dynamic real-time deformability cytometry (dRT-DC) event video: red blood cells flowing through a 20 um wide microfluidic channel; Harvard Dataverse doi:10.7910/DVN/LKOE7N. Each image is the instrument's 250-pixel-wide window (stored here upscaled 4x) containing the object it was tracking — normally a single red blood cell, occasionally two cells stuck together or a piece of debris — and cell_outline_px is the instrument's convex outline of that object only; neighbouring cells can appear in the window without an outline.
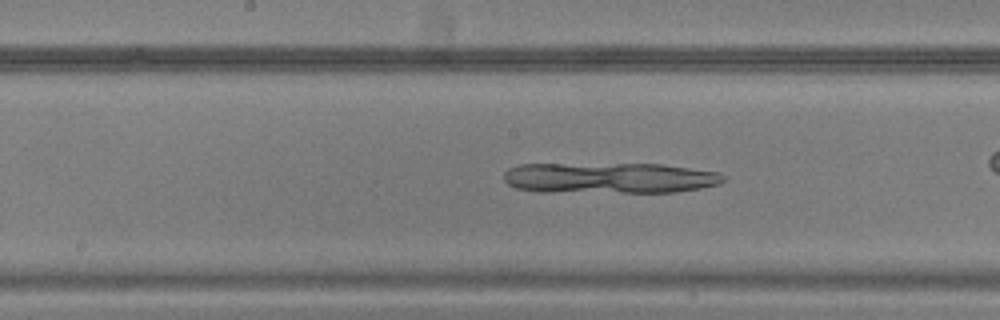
{"species": "common noctule bat (a hibernating species)", "species_latin": "Nyctalus noctula", "temperature_condition": "warm", "stored_images_in_passage": 35, "camera_frame_rate_fps": 3000, "um_per_image_px": 0.085, "animal": {"sex": "male", "body_mass_g": 20.5, "forearm_length_mm": 52.5}, "frame": {"image": 1, "passage_image": 11, "time_ms": 3.333, "image_size_px": [1000, 320], "cell_outline_px": [[728, 180], [720, 184], [700, 188], [676, 192], [540, 192], [516, 188], [508, 184], [504, 180], [504, 172], [508, 168], [520, 164], [660, 164], [720, 172], [728, 176]], "centroid_in_image_um": [51.84, 15.13], "position_along_channel_um": 196.4, "area_um2": 39.88}}